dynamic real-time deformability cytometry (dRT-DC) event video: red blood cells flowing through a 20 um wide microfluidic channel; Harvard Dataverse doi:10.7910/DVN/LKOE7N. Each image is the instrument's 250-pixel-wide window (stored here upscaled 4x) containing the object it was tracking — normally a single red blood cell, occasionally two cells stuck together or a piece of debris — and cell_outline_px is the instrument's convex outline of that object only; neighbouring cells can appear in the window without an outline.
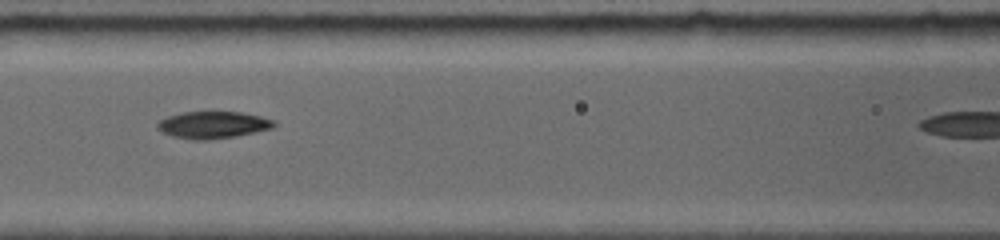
{"species": "common noctule bat (a hibernating species)", "species_latin": "Nyctalus noctula", "temperature_condition": "room temperature", "stored_images_in_passage": 15, "camera_frame_rate_fps": 5000, "um_per_image_px": 0.085, "animal": {"sex": "female", "body_mass_g": 19.0, "forearm_length_mm": 56.7}, "frame": {"image": 1, "passage_image": 6, "time_ms": 5.0, "image_size_px": [1000, 240], "cell_outline_px": [[276, 124], [272, 128], [256, 132], [236, 136], [208, 140], [192, 140], [172, 136], [156, 128], [156, 124], [160, 120], [168, 116], [180, 112], [240, 112], [260, 116], [276, 120]], "centroid_in_image_um": [18.1, 10.62], "position_along_channel_um": 148.5, "area_um2": 18.44}}
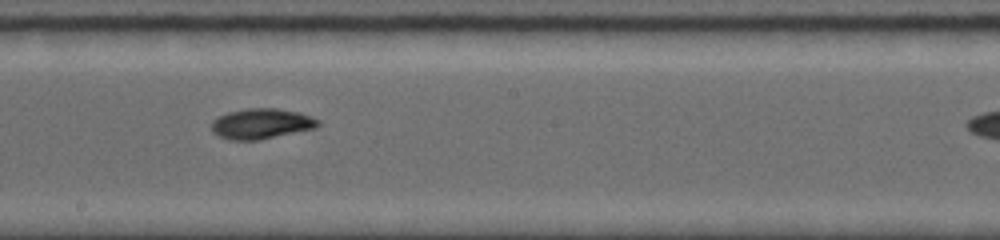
{"frame": {"image": 2, "passage_image": 9, "time_ms": 7.0, "image_size_px": [1000, 240], "cell_outline_px": [[320, 124], [316, 128], [260, 140], [228, 140], [212, 132], [212, 120], [228, 112], [248, 108], [276, 108], [300, 112], [312, 116], [320, 120]], "centroid_in_image_um": [22.25, 10.51], "position_along_channel_um": 226.0, "area_um2": 19.02}}
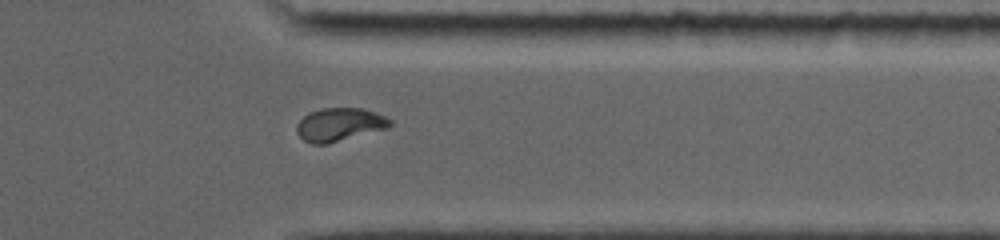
{"frame": {"image": 3, "passage_image": 13, "time_ms": 11.0, "image_size_px": [1000, 240], "cell_outline_px": [[392, 124], [388, 128], [328, 144], [312, 144], [304, 140], [296, 132], [296, 124], [308, 112], [320, 108], [364, 108], [376, 112], [392, 120]], "centroid_in_image_um": [28.86, 10.58], "position_along_channel_um": 382.5, "area_um2": 18.26}}